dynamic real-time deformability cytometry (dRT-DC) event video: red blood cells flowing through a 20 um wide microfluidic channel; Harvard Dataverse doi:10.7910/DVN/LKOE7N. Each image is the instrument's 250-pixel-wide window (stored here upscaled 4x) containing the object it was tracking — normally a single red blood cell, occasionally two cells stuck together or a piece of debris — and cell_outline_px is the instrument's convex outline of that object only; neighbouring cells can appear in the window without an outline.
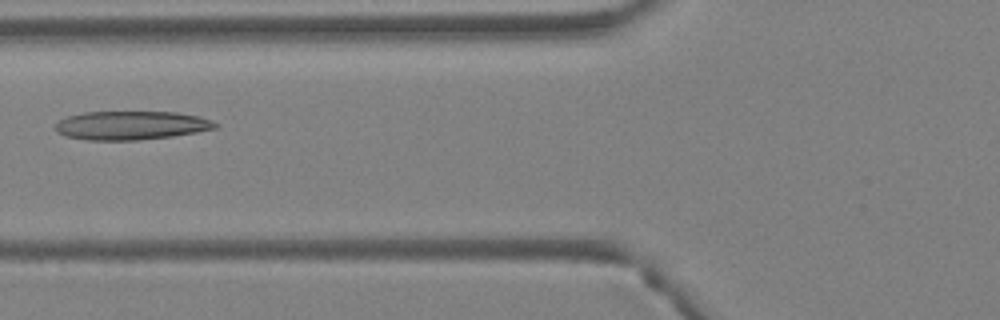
{"species": "Egyptian fruit bat (a non-hibernating species)", "species_latin": "Rousettus aegyptiacus", "temperature_condition": "warm", "stored_images_in_passage": 3, "camera_frame_rate_fps": 3000, "um_per_image_px": 0.085, "animal": {"sex": "female"}, "frame": {"image": 1, "passage_image": 3, "time_ms": 0.667, "image_size_px": [1000, 320], "cell_outline_px": [[220, 128], [172, 136], [136, 140], [84, 140], [64, 136], [56, 132], [56, 124], [60, 120], [68, 116], [84, 112], [176, 112], [200, 116], [212, 120], [220, 124]], "centroid_in_image_um": [11.19, 10.66], "position_along_channel_um": 114.6, "area_um2": 26.93}}